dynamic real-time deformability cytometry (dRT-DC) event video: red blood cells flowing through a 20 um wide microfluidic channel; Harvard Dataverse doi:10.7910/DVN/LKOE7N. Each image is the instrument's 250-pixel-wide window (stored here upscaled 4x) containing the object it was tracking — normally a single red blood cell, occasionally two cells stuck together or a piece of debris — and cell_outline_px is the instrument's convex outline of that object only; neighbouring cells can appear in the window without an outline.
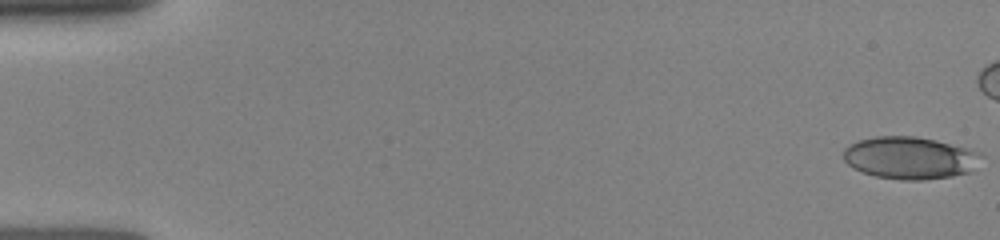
{"species": "human", "species_latin": "Homo sapiens", "temperature_condition": "room temperature", "stored_images_in_passage": 28, "camera_frame_rate_fps": 3000, "um_per_image_px": 0.085, "donor": {"sex": "female"}, "frame": {"image": 1, "passage_image": 1, "time_ms": 0.0, "image_size_px": [1000, 240], "cell_outline_px": [[984, 156], [968, 172], [952, 176], [924, 180], [900, 180], [876, 176], [852, 168], [844, 160], [844, 148], [848, 144], [860, 140], [876, 136], [916, 136], [936, 140], [972, 148], [984, 152]], "centroid_in_image_um": [77.38, 13.4], "position_along_channel_um": 7.6, "area_um2": 34.28}}
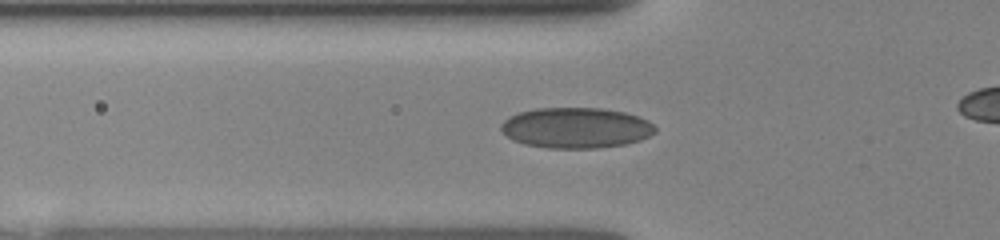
{"frame": {"image": 2, "passage_image": 23, "time_ms": 5.333, "image_size_px": [1000, 240], "cell_outline_px": [[656, 132], [640, 140], [624, 144], [596, 148], [548, 148], [524, 144], [512, 140], [500, 128], [500, 124], [504, 120], [520, 112], [536, 108], [600, 108], [624, 112], [640, 116], [648, 120], [656, 128]], "centroid_in_image_um": [48.97, 10.86], "position_along_channel_um": 76.8, "area_um2": 36.41}}
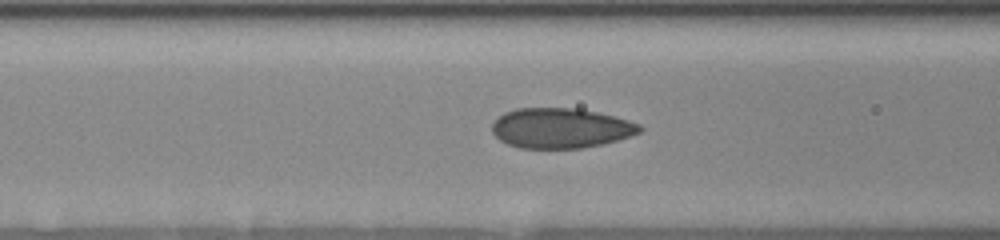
{"frame": {"image": 3, "passage_image": 27, "time_ms": 6.333, "image_size_px": [1000, 240], "cell_outline_px": [[644, 128], [640, 132], [616, 140], [600, 144], [580, 148], [520, 148], [508, 144], [500, 140], [492, 132], [492, 124], [504, 112], [516, 108], [576, 108], [616, 116], [640, 124]], "centroid_in_image_um": [47.65, 10.88], "position_along_channel_um": 118.9, "area_um2": 34.33}}